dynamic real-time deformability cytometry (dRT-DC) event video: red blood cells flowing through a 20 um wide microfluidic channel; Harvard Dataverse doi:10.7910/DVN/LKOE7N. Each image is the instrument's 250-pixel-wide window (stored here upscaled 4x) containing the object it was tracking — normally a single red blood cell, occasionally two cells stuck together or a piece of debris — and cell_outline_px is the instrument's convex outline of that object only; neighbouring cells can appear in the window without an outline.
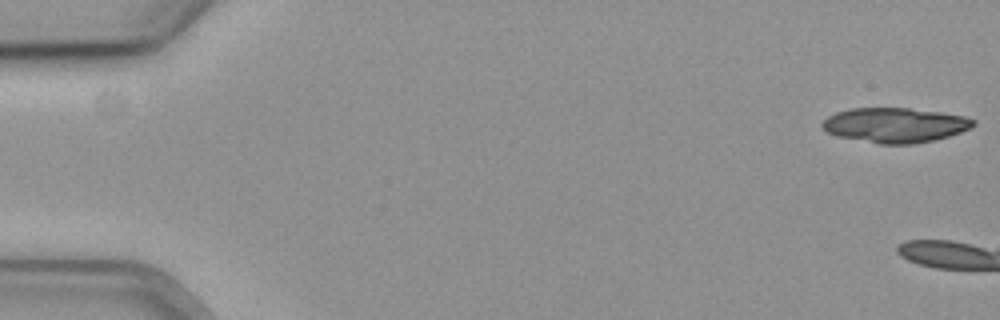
{"species": "common noctule bat (a hibernating species)", "species_latin": "Nyctalus noctula", "temperature_condition": "cold", "stored_images_in_passage": 3, "camera_frame_rate_fps": 3000, "um_per_image_px": 0.085, "animal": {"sex": "female", "body_mass_g": 19.3, "forearm_length_mm": 54.1}, "frame": {"image": 1, "passage_image": 1, "time_ms": 0.0, "image_size_px": [1000, 320], "cell_outline_px": [[976, 124], [960, 132], [936, 140], [912, 144], [880, 144], [836, 136], [828, 132], [820, 124], [828, 116], [836, 112], [852, 108], [908, 108], [940, 112], [964, 116], [976, 120]], "centroid_in_image_um": [76.07, 10.63], "position_along_channel_um": 8.9, "area_um2": 30.58}}